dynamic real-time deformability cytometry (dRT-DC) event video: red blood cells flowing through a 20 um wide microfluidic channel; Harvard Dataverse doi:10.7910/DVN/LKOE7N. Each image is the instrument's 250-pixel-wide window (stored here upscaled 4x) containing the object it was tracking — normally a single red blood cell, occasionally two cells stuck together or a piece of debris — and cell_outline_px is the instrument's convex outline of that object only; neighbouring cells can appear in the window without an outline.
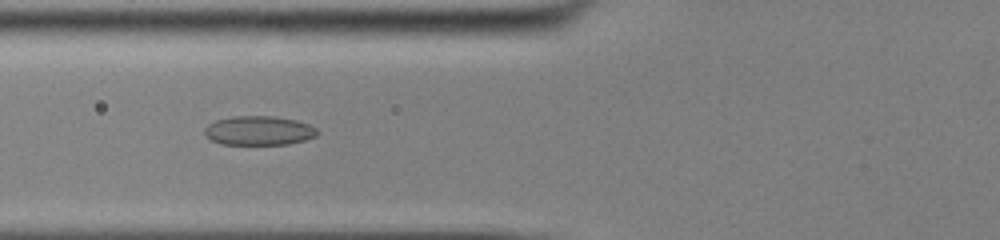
{"species": "common noctule bat (a hibernating species)", "species_latin": "Nyctalus noctula", "temperature_condition": "cold", "stored_images_in_passage": 39, "camera_frame_rate_fps": 3000, "um_per_image_px": 0.085, "animal": {"sex": "male", "body_mass_g": 13.0, "forearm_length_mm": 53.1}, "frame": {"image": 1, "passage_image": 8, "time_ms": 2.333, "image_size_px": [1000, 240], "cell_outline_px": [[320, 132], [316, 136], [304, 140], [288, 144], [224, 144], [212, 140], [204, 132], [204, 128], [208, 124], [216, 120], [232, 116], [272, 116], [296, 120], [308, 124], [316, 128]], "centroid_in_image_um": [22.02, 11.09], "position_along_channel_um": 103.8, "area_um2": 19.07}}
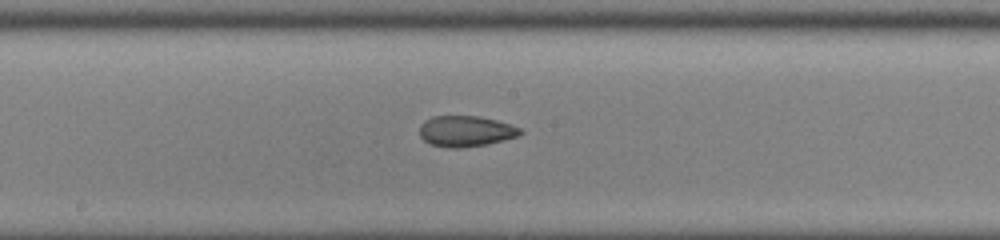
{"frame": {"image": 2, "passage_image": 16, "time_ms": 5.0, "image_size_px": [1000, 240], "cell_outline_px": [[524, 132], [520, 136], [488, 144], [464, 148], [448, 148], [428, 144], [420, 136], [420, 124], [424, 120], [432, 116], [480, 116], [496, 120], [520, 128]], "centroid_in_image_um": [39.58, 11.16], "position_along_channel_um": 208.6, "area_um2": 18.38}}
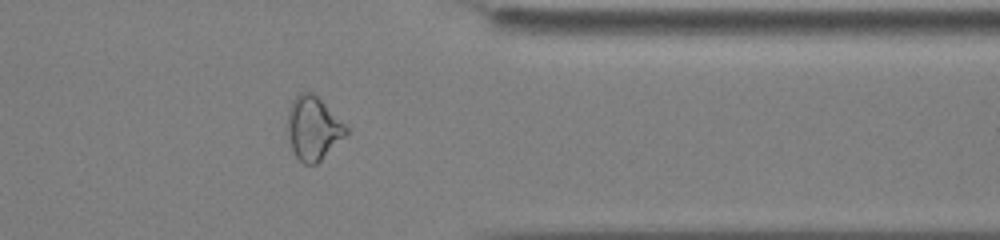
{"frame": {"image": 3, "passage_image": 30, "time_ms": 9.667, "image_size_px": [1000, 240], "cell_outline_px": [[348, 132], [316, 164], [304, 164], [296, 156], [292, 148], [284, 124], [288, 108], [292, 100], [300, 92], [312, 92], [348, 128]], "centroid_in_image_um": [26.54, 10.88], "position_along_channel_um": 384.9, "area_um2": 21.44}, "authors_computed_cell_mechanics": {"area_um2": 19.074, "velocity_mm_per_s": 3.9204, "shape_relaxation_time_tau1_ms": 7.3988, "shape_relaxation_time_tau2_ms": 1.6965, "deformation_change_tau1": 0.1608, "deformation_change_tau2": 0.0638}}